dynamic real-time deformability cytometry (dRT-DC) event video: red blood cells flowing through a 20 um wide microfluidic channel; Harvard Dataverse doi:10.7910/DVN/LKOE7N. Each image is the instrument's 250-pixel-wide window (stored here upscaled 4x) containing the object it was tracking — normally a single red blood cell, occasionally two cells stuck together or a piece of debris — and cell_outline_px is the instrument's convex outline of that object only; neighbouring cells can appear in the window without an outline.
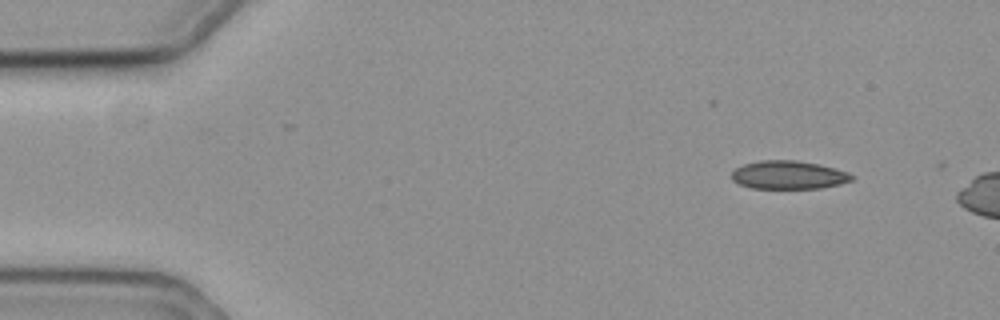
{"species": "common noctule bat (a hibernating species)", "species_latin": "Nyctalus noctula", "temperature_condition": "cold", "stored_images_in_passage": 4, "camera_frame_rate_fps": 3000, "um_per_image_px": 0.085, "animal": {"sex": "female", "body_mass_g": 19.3, "forearm_length_mm": 54.1}, "frame": {"image": 1, "passage_image": 1, "time_ms": 0.0, "image_size_px": [1000, 320], "cell_outline_px": [[856, 176], [852, 180], [840, 184], [820, 188], [752, 188], [740, 184], [732, 180], [732, 172], [736, 168], [744, 164], [760, 160], [796, 160], [820, 164], [836, 168], [848, 172]], "centroid_in_image_um": [67.06, 14.86], "position_along_channel_um": 17.9, "area_um2": 19.88}}